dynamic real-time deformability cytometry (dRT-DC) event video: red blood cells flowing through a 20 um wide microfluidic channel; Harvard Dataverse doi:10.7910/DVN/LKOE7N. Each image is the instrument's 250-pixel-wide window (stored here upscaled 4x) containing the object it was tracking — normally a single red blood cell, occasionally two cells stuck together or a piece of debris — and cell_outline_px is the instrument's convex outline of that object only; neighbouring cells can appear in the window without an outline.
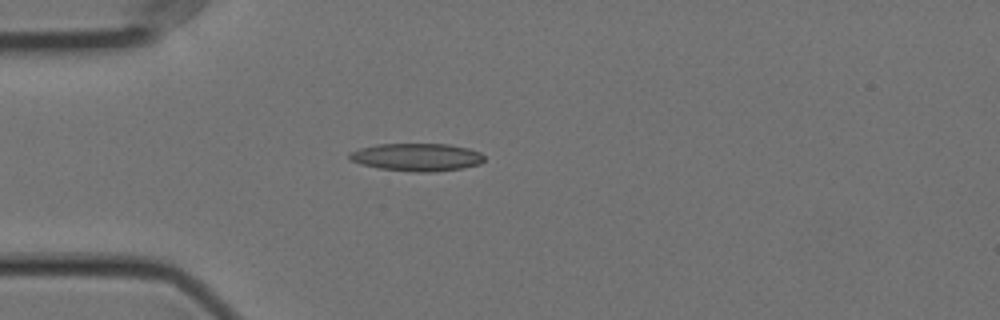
{"species": "Egyptian fruit bat (a non-hibernating species)", "species_latin": "Rousettus aegyptiacus", "temperature_condition": "cold", "stored_images_in_passage": 43, "camera_frame_rate_fps": 3000, "um_per_image_px": 0.085, "animal": {"sex": "female"}, "frame": {"image": 1, "passage_image": 5, "time_ms": 1.333, "image_size_px": [1000, 320], "cell_outline_px": [[484, 160], [480, 164], [464, 168], [436, 172], [416, 172], [380, 168], [360, 164], [352, 160], [348, 156], [348, 152], [360, 148], [376, 144], [448, 144], [468, 148], [480, 152], [484, 156]], "centroid_in_image_um": [35.45, 13.36], "position_along_channel_um": 49.6, "area_um2": 21.91}}
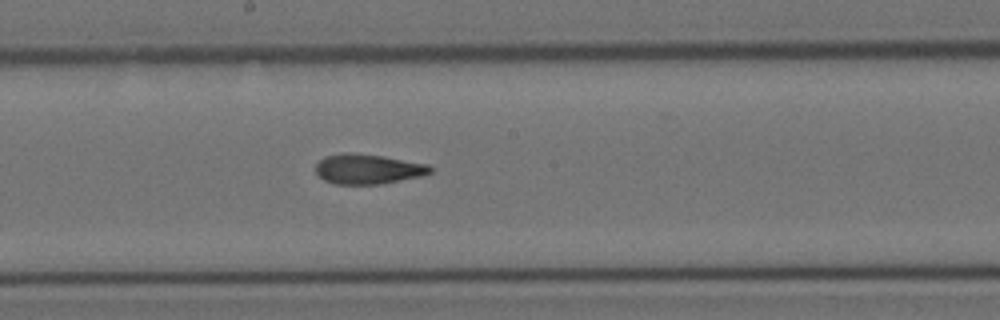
{"frame": {"image": 2, "passage_image": 20, "time_ms": 6.333, "image_size_px": [1000, 320], "cell_outline_px": [[432, 172], [420, 176], [380, 184], [336, 184], [324, 180], [316, 172], [316, 164], [324, 156], [340, 152], [352, 152], [384, 156], [428, 164], [432, 168]], "centroid_in_image_um": [31.25, 14.35], "position_along_channel_um": 217.0, "area_um2": 20.06}}
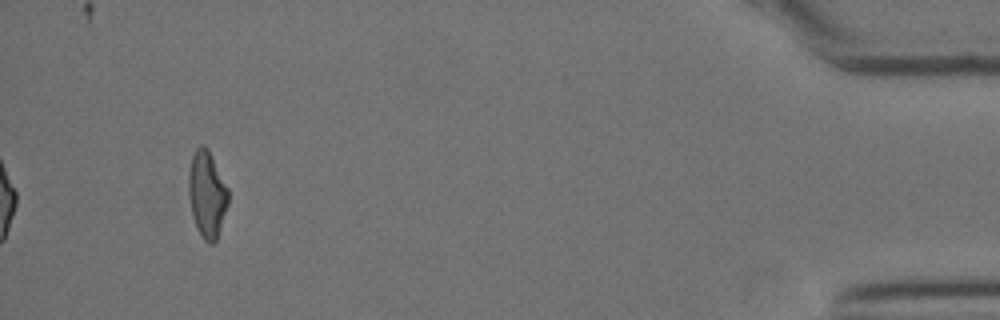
{"frame": {"image": 3, "passage_image": 43, "time_ms": 14.0, "image_size_px": [1000, 320], "cell_outline_px": [[228, 204], [216, 240], [212, 244], [208, 244], [204, 240], [196, 228], [192, 216], [188, 196], [188, 176], [192, 156], [196, 148], [200, 144], [204, 144], [208, 148], [228, 188]], "centroid_in_image_um": [17.58, 16.5], "position_along_channel_um": 417.6, "area_um2": 20.11}, "authors_computed_cell_mechanics": {"area_um2": 20.1722, "velocity_mm_per_s": 3.5664, "shape_relaxation_time_tau1_ms": null, "shape_relaxation_time_tau2_ms": 2.0986, "deformation_change_tau1": null, "deformation_change_tau2": 0.1049}}